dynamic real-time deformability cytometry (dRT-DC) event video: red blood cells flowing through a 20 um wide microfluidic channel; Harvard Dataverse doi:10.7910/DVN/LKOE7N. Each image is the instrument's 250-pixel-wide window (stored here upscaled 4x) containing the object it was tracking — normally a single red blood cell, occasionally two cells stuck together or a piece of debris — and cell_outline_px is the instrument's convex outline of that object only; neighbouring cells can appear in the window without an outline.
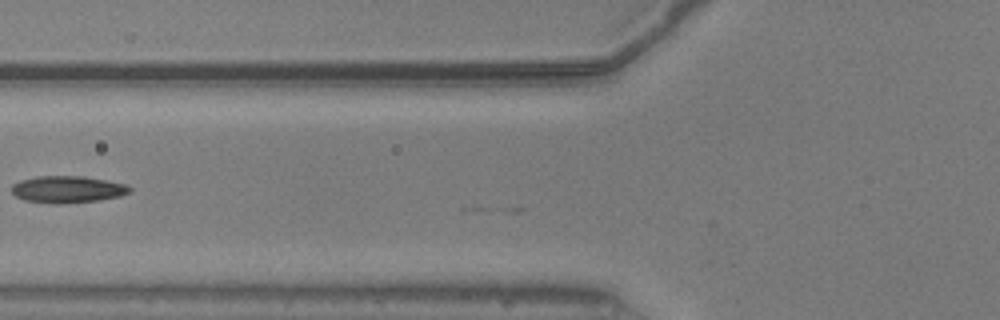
{"species": "common noctule bat (a hibernating species)", "species_latin": "Nyctalus noctula", "temperature_condition": "warm", "stored_images_in_passage": 4, "camera_frame_rate_fps": 3000, "um_per_image_px": 0.085, "animal": {"sex": "male", "body_mass_g": 20.5, "forearm_length_mm": 52.5}, "frame": {"image": 1, "passage_image": 3, "time_ms": 0.667, "image_size_px": [1000, 320], "cell_outline_px": [[132, 192], [120, 196], [100, 200], [56, 204], [52, 204], [24, 200], [16, 196], [12, 192], [12, 184], [20, 180], [36, 176], [84, 176], [128, 184], [132, 188]], "centroid_in_image_um": [5.77, 16.09], "position_along_channel_um": 120.0, "area_um2": 18.73}}